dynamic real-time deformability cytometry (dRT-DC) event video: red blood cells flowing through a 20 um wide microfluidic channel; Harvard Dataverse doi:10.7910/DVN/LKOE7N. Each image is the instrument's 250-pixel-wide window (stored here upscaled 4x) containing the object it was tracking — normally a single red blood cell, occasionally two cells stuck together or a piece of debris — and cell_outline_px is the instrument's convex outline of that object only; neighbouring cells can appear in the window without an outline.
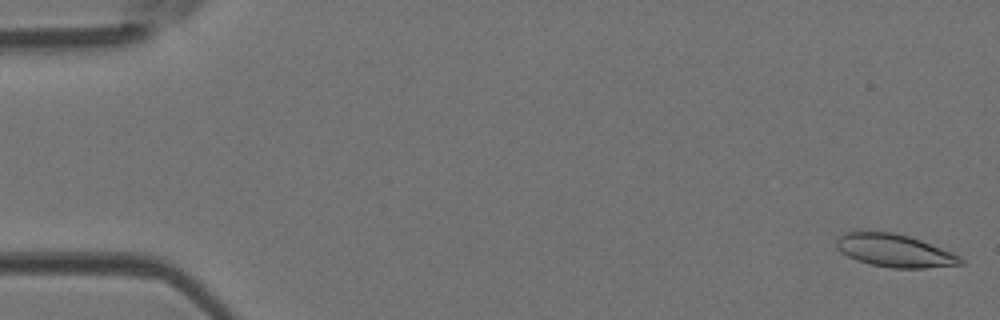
{"species": "Egyptian fruit bat (a non-hibernating species)", "species_latin": "Rousettus aegyptiacus", "temperature_condition": "room temperature", "stored_images_in_passage": 48, "camera_frame_rate_fps": 3000, "um_per_image_px": 0.085, "animal": {"sex": "female"}, "frame": {"image": 1, "passage_image": 1, "time_ms": 0.0, "image_size_px": [1000, 320], "cell_outline_px": [[964, 264], [924, 268], [892, 268], [872, 264], [856, 260], [840, 252], [836, 248], [836, 240], [844, 232], [868, 228], [896, 232], [920, 240], [952, 252], [960, 256], [964, 260]], "centroid_in_image_um": [75.97, 21.25], "position_along_channel_um": 9.0, "area_um2": 24.39}}
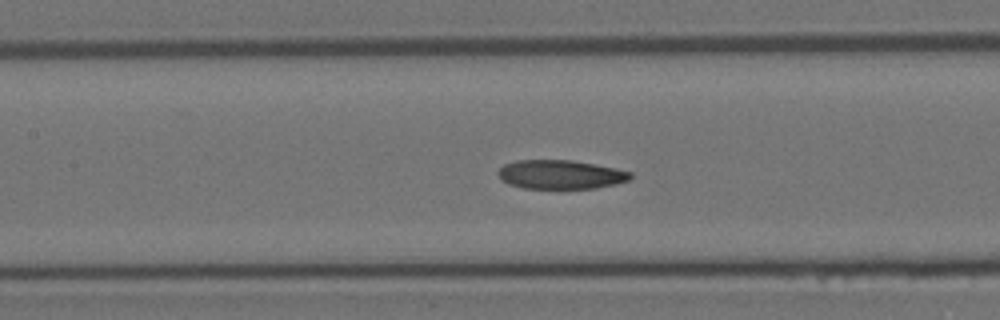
{"frame": {"image": 2, "passage_image": 22, "time_ms": 7.0, "image_size_px": [1000, 320], "cell_outline_px": [[632, 176], [628, 180], [596, 188], [524, 188], [508, 184], [500, 180], [496, 172], [504, 164], [516, 160], [572, 160], [616, 168], [632, 172]], "centroid_in_image_um": [47.59, 14.82], "position_along_channel_um": 159.8, "area_um2": 22.31}}
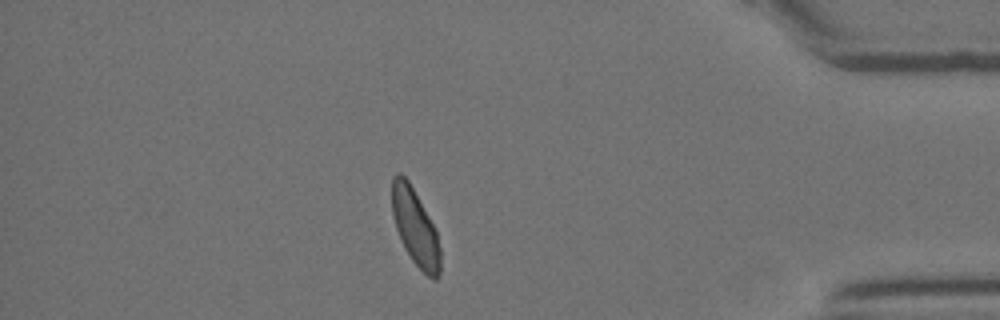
{"frame": {"image": 3, "passage_image": 42, "time_ms": 13.667, "image_size_px": [1000, 320], "cell_outline_px": [[440, 272], [436, 280], [432, 280], [412, 260], [396, 228], [392, 212], [392, 176], [396, 172], [400, 172], [408, 180], [428, 216], [436, 232], [440, 248]], "centroid_in_image_um": [35.29, 19.3], "position_along_channel_um": 399.9, "area_um2": 20.98}, "authors_computed_cell_mechanics": {"area_um2": 23.0622, "velocity_mm_per_s": 4.168, "shape_relaxation_time_tau1_ms": 6.2029, "shape_relaxation_time_tau2_ms": 2.0797, "deformation_change_tau1": 0.1562, "deformation_change_tau2": 0.0655}}